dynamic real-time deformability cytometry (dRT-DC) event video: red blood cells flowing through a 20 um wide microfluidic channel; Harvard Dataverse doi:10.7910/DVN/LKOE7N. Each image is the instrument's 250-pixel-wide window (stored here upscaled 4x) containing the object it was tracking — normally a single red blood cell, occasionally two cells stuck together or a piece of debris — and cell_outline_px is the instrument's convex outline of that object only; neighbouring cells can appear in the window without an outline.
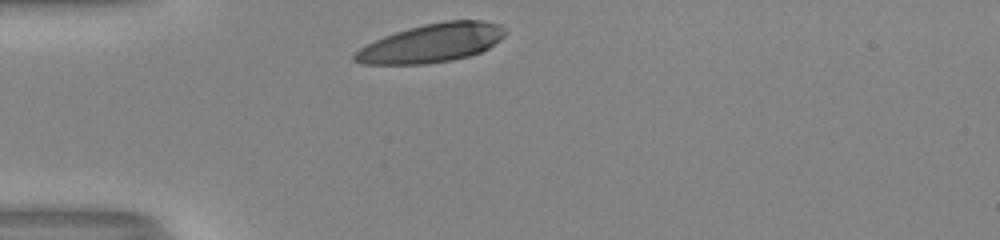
{"species": "human", "species_latin": "Homo sapiens", "temperature_condition": "room temperature", "stored_images_in_passage": 28, "camera_frame_rate_fps": 3000, "um_per_image_px": 0.085, "donor": {"sex": "male"}, "frame": {"image": 1, "passage_image": 1, "time_ms": 0.0, "image_size_px": [1000, 240], "cell_outline_px": [[504, 36], [500, 40], [488, 48], [480, 52], [468, 56], [452, 60], [428, 64], [364, 64], [352, 60], [352, 56], [360, 48], [384, 36], [408, 28], [424, 24], [444, 20], [480, 20], [500, 24], [504, 28]], "centroid_in_image_um": [36.69, 3.66], "position_along_channel_um": 48.3, "area_um2": 33.76}}
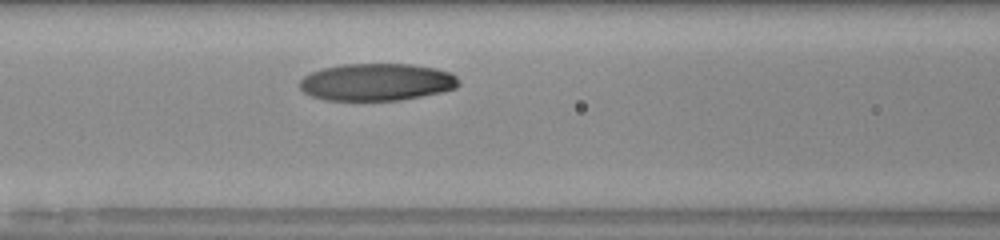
{"frame": {"image": 2, "passage_image": 9, "time_ms": 2.667, "image_size_px": [1000, 240], "cell_outline_px": [[460, 84], [456, 88], [440, 92], [400, 100], [324, 100], [312, 96], [304, 92], [300, 88], [300, 80], [304, 76], [312, 72], [324, 68], [344, 64], [412, 64], [436, 68], [452, 72], [460, 80]], "centroid_in_image_um": [32.05, 6.97], "position_along_channel_um": 134.5, "area_um2": 34.56}}
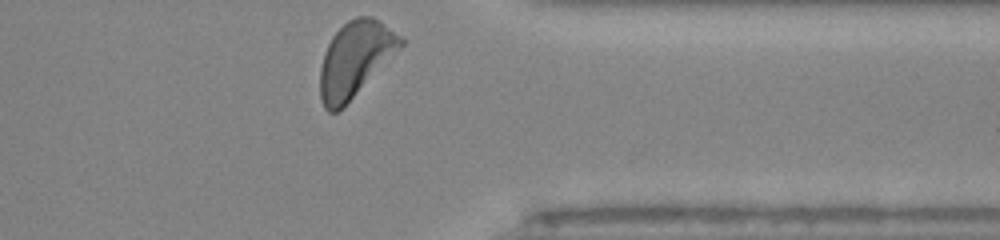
{"frame": {"image": 3, "passage_image": 28, "time_ms": 9.0, "image_size_px": [1000, 240], "cell_outline_px": [[404, 44], [344, 108], [336, 112], [328, 112], [324, 108], [320, 96], [320, 68], [324, 52], [332, 36], [348, 20], [356, 16], [372, 16], [400, 36], [404, 40]], "centroid_in_image_um": [30.16, 5.06], "position_along_channel_um": 381.2, "area_um2": 35.14}, "authors_computed_cell_mechanics": {"area_um2": 34.8534, "velocity_mm_per_s": 4.0047, "shape_relaxation_time_tau1_ms": 4.0013, "shape_relaxation_time_tau2_ms": null, "deformation_change_tau1": 0.1676, "deformation_change_tau2": null}}